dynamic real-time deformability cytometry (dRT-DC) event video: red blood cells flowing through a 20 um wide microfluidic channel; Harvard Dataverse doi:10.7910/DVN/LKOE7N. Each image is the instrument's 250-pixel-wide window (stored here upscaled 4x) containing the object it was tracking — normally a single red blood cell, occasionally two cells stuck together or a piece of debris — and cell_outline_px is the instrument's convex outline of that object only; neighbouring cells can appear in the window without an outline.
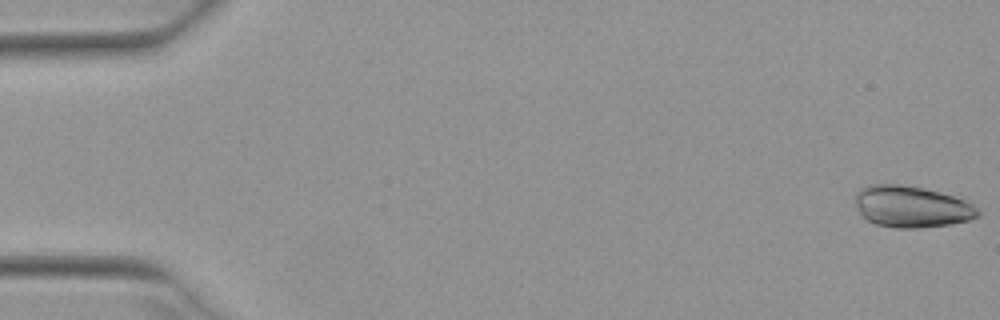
{"species": "Egyptian fruit bat (a non-hibernating species)", "species_latin": "Rousettus aegyptiacus", "temperature_condition": "warm", "stored_images_in_passage": 4, "camera_frame_rate_fps": 3000, "um_per_image_px": 0.085, "animal": {"sex": "female"}, "frame": {"image": 1, "passage_image": 1, "time_ms": 0.0, "image_size_px": [1000, 320], "cell_outline_px": [[980, 216], [968, 220], [952, 224], [916, 228], [896, 228], [876, 224], [868, 220], [860, 212], [856, 204], [856, 192], [860, 188], [868, 184], [900, 184], [924, 188], [940, 192], [964, 200], [972, 204], [980, 212]], "centroid_in_image_um": [77.48, 17.56], "position_along_channel_um": 7.5, "area_um2": 29.59}}